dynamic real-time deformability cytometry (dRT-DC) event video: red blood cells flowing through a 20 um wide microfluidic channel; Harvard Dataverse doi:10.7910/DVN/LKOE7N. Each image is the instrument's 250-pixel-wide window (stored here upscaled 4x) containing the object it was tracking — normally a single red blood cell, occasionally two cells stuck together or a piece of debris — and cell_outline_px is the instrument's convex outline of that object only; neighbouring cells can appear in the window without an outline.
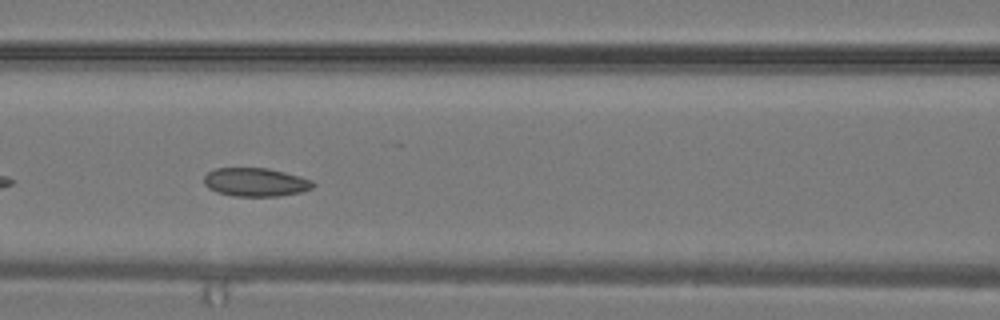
{"species": "common noctule bat (a hibernating species)", "species_latin": "Nyctalus noctula", "temperature_condition": "warm", "stored_images_in_passage": 25, "camera_frame_rate_fps": 3000, "um_per_image_px": 0.085, "animal": {"sex": "male", "body_mass_g": 19.2, "forearm_length_mm": 51.8}, "frame": {"image": 1, "passage_image": 11, "time_ms": 3.333, "image_size_px": [1000, 320], "cell_outline_px": [[316, 184], [312, 188], [300, 192], [280, 196], [236, 196], [216, 192], [208, 188], [204, 184], [204, 176], [208, 172], [216, 168], [268, 168], [300, 176], [312, 180]], "centroid_in_image_um": [21.72, 15.48], "position_along_channel_um": 144.9, "area_um2": 18.15}}
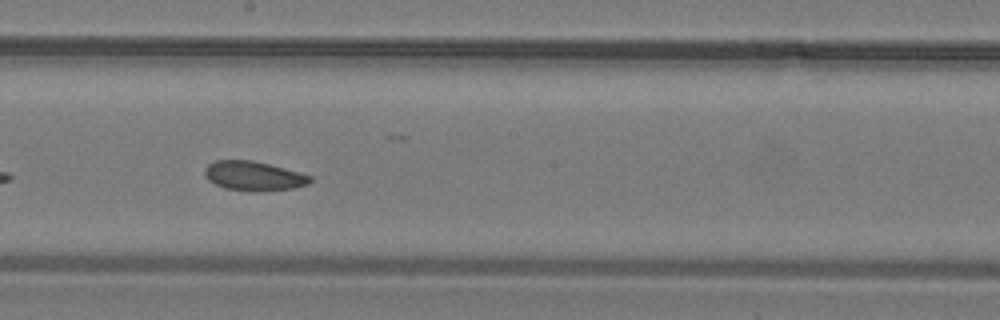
{"frame": {"image": 2, "passage_image": 15, "time_ms": 4.667, "image_size_px": [1000, 320], "cell_outline_px": [[312, 180], [308, 184], [292, 188], [252, 192], [224, 188], [208, 180], [204, 176], [204, 168], [208, 164], [216, 160], [252, 160], [284, 168], [312, 176]], "centroid_in_image_um": [21.52, 14.96], "position_along_channel_um": 226.7, "area_um2": 18.03}}